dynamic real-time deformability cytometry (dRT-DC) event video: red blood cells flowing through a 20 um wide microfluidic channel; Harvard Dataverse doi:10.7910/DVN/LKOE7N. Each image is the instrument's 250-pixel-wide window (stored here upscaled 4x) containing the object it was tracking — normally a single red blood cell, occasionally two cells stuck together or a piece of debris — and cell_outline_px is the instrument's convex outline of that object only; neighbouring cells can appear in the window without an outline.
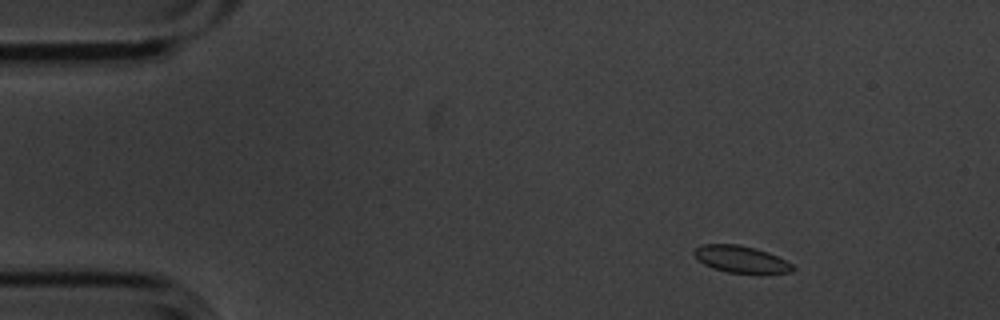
{"species": "common noctule bat (a hibernating species)", "species_latin": "Nyctalus noctula", "temperature_condition": "cold", "stored_images_in_passage": 5, "camera_frame_rate_fps": 3000, "um_per_image_px": 0.085, "animal": {"sex": "male", "body_mass_g": 20.1, "forearm_length_mm": 53.5}, "frame": {"image": 1, "passage_image": 2, "time_ms": 0.333, "image_size_px": [1000, 320], "cell_outline_px": [[796, 268], [792, 272], [728, 272], [712, 268], [704, 264], [692, 252], [700, 244], [740, 244], [756, 248], [768, 252], [792, 264]], "centroid_in_image_um": [62.96, 22.01], "position_along_channel_um": 22.0, "area_um2": 15.14}}
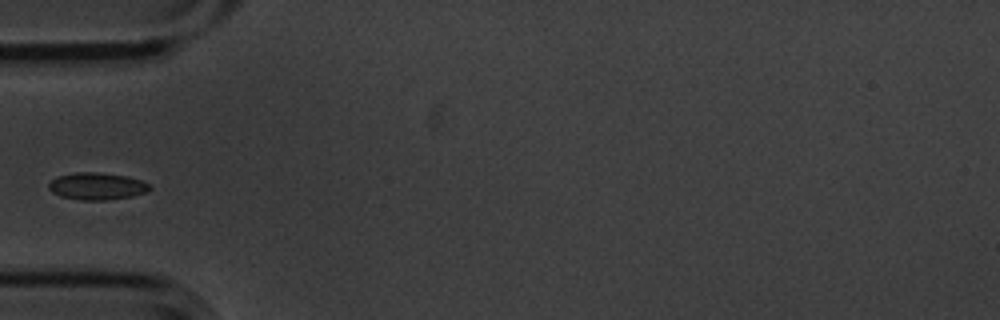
{"frame": {"image": 2, "passage_image": 5, "time_ms": 1.333, "image_size_px": [1000, 320], "cell_outline_px": [[152, 188], [148, 192], [132, 196], [108, 200], [80, 200], [60, 196], [52, 192], [48, 188], [48, 184], [56, 176], [76, 172], [100, 172], [128, 176], [152, 184]], "centroid_in_image_um": [8.27, 15.82], "position_along_channel_um": 76.7, "area_um2": 16.24}}